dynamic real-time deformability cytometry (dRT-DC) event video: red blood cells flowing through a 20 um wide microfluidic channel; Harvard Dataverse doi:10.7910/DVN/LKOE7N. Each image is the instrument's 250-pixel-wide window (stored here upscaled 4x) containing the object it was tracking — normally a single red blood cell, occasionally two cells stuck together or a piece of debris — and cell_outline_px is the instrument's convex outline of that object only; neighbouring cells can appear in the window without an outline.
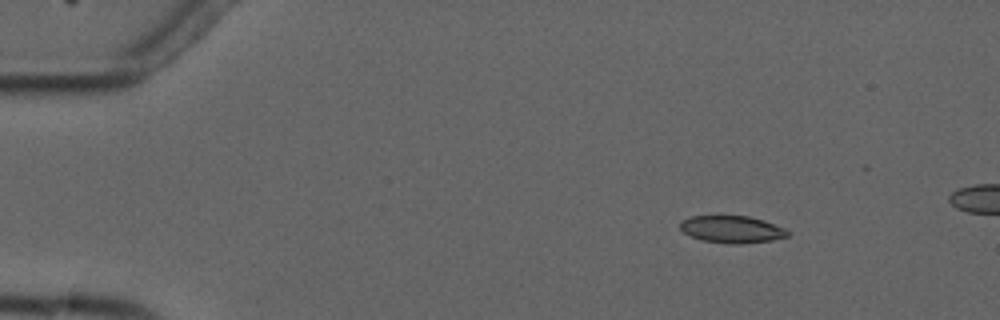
{"species": "common noctule bat (a hibernating species)", "species_latin": "Nyctalus noctula", "temperature_condition": "cold", "stored_images_in_passage": 8, "camera_frame_rate_fps": 3000, "um_per_image_px": 0.085, "animal": {"sex": "male", "forearm_length_mm": 52.5}, "frame": {"image": 1, "passage_image": 3, "time_ms": 2.333, "image_size_px": [1000, 320], "cell_outline_px": [[788, 236], [772, 240], [740, 244], [728, 244], [704, 240], [692, 236], [684, 232], [680, 228], [680, 220], [692, 216], [748, 216], [764, 220], [784, 228], [788, 232]], "centroid_in_image_um": [62.2, 19.49], "position_along_channel_um": 22.8, "area_um2": 16.88}}
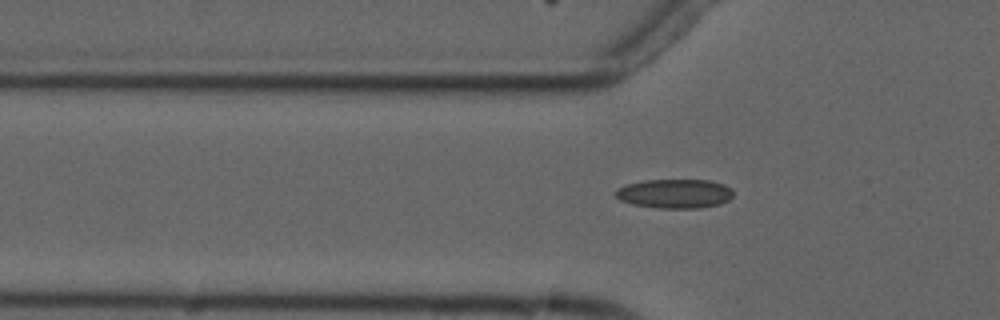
{"frame": {"image": 2, "passage_image": 8, "time_ms": 9.333, "image_size_px": [1000, 320], "cell_outline_px": [[732, 196], [728, 200], [720, 204], [700, 208], [660, 208], [632, 204], [620, 200], [616, 196], [616, 188], [628, 184], [644, 180], [708, 180], [724, 184], [732, 188]], "centroid_in_image_um": [57.36, 16.46], "position_along_channel_um": 68.4, "area_um2": 20.0}}